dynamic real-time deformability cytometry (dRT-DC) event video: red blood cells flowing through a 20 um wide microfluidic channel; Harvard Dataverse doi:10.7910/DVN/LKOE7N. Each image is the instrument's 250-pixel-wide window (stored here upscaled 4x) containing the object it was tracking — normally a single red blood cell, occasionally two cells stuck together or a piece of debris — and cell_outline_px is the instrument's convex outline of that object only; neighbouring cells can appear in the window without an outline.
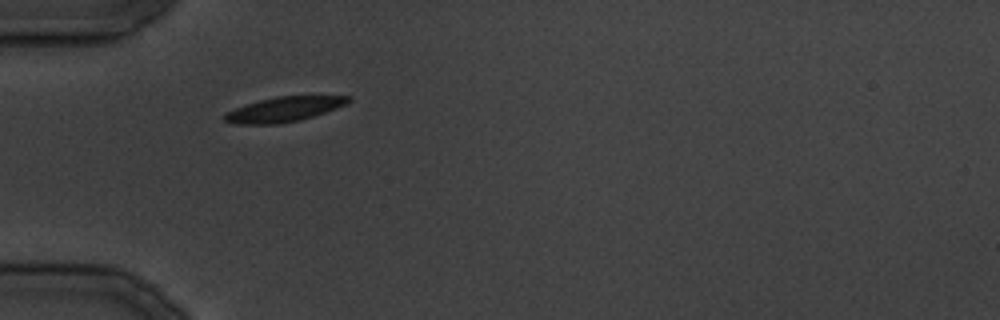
{"species": "common noctule bat (a hibernating species)", "species_latin": "Nyctalus noctula", "temperature_condition": "cold", "stored_images_in_passage": 21, "camera_frame_rate_fps": 3000, "um_per_image_px": 0.085, "animal": {"sex": "male", "body_mass_g": 19.5, "forearm_length_mm": 54.6}, "frame": {"image": 1, "passage_image": 1, "time_ms": 0.0, "image_size_px": [1000, 320], "cell_outline_px": [[352, 100], [336, 108], [300, 120], [280, 124], [232, 124], [224, 120], [224, 112], [260, 100], [276, 96], [352, 96]], "centroid_in_image_um": [24.1, 9.3], "position_along_channel_um": 60.9, "area_um2": 17.74}}
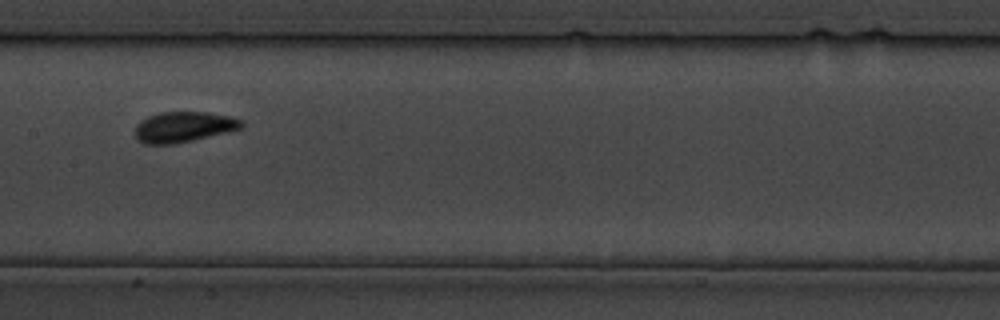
{"frame": {"image": 2, "passage_image": 8, "time_ms": 8.667, "image_size_px": [1000, 320], "cell_outline_px": [[244, 124], [240, 128], [228, 132], [192, 140], [172, 144], [144, 144], [136, 140], [136, 124], [140, 120], [148, 116], [160, 112], [208, 112], [228, 116], [244, 120]], "centroid_in_image_um": [15.59, 10.78], "position_along_channel_um": 191.8, "area_um2": 18.96}}
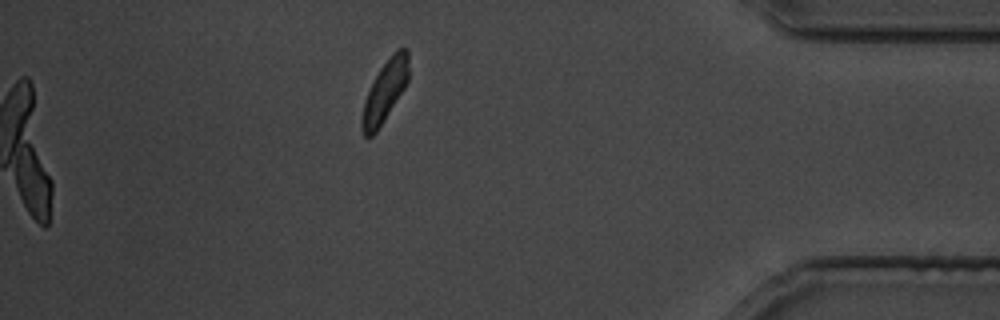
{"frame": {"image": 3, "passage_image": 21, "time_ms": 24.333, "image_size_px": [1000, 320], "cell_outline_px": [[408, 80], [404, 88], [384, 120], [376, 132], [372, 136], [364, 136], [360, 128], [360, 120], [364, 100], [380, 68], [400, 48], [408, 48]], "centroid_in_image_um": [32.68, 7.82], "position_along_channel_um": 402.5, "area_um2": 16.24}}